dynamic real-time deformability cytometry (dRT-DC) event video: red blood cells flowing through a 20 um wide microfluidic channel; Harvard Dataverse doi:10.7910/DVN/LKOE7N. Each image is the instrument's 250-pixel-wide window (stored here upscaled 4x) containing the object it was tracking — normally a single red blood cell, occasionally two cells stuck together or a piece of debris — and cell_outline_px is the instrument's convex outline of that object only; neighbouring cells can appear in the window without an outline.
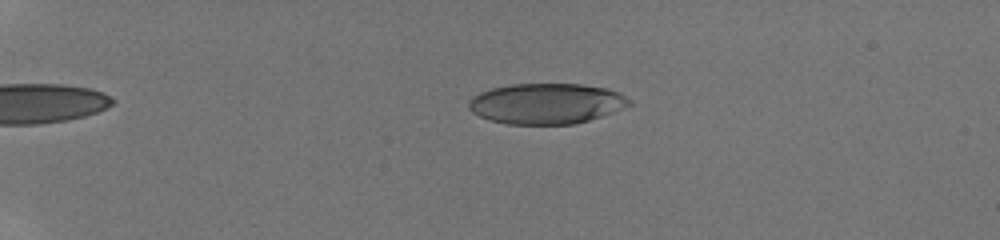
{"species": "human", "species_latin": "Homo sapiens", "temperature_condition": "room temperature", "stored_images_in_passage": 51, "camera_frame_rate_fps": 3000, "um_per_image_px": 0.085, "donor": {"sex": "male"}, "frame": {"image": 1, "passage_image": 13, "time_ms": 4.0, "image_size_px": [1000, 240], "cell_outline_px": [[632, 104], [624, 108], [576, 124], [508, 124], [488, 120], [472, 112], [468, 108], [468, 100], [472, 96], [480, 92], [492, 88], [512, 84], [580, 84], [604, 88], [616, 92], [632, 100]], "centroid_in_image_um": [46.4, 8.81], "position_along_channel_um": 38.6, "area_um2": 37.92}}
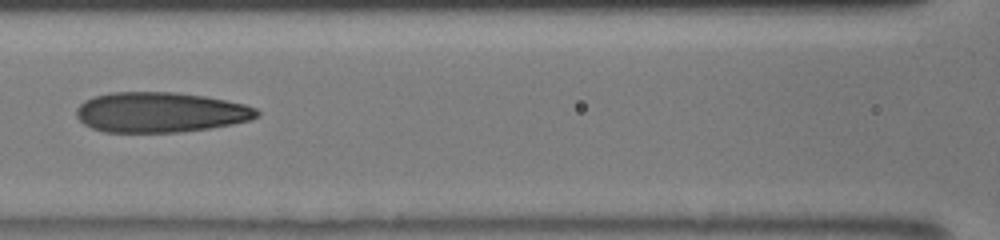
{"frame": {"image": 2, "passage_image": 27, "time_ms": 8.667, "image_size_px": [1000, 240], "cell_outline_px": [[260, 116], [248, 120], [232, 124], [208, 128], [180, 132], [104, 132], [92, 128], [84, 124], [76, 116], [76, 108], [84, 100], [92, 96], [112, 92], [176, 92], [204, 96], [244, 104], [256, 108], [260, 112]], "centroid_in_image_um": [13.6, 9.54], "position_along_channel_um": 153.0, "area_um2": 42.37}}
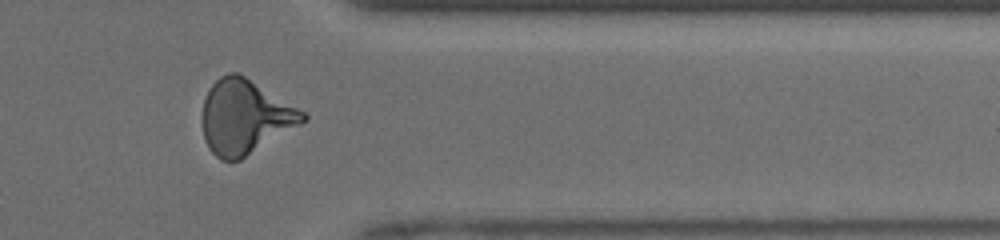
{"frame": {"image": 3, "passage_image": 44, "time_ms": 14.333, "image_size_px": [1000, 240], "cell_outline_px": [[308, 120], [240, 160], [220, 160], [208, 148], [204, 140], [200, 120], [200, 116], [204, 96], [208, 88], [220, 76], [228, 72], [240, 72], [304, 112], [308, 116]], "centroid_in_image_um": [20.76, 9.92], "position_along_channel_um": 390.6, "area_um2": 43.99}, "authors_computed_cell_mechanics": {"area_um2": 40.749, "velocity_mm_per_s": 4.2656, "shape_relaxation_time_tau1_ms": 11.2818, "shape_relaxation_time_tau2_ms": 1.2433, "deformation_change_tau1": 0.3545, "deformation_change_tau2": 0.1015}}